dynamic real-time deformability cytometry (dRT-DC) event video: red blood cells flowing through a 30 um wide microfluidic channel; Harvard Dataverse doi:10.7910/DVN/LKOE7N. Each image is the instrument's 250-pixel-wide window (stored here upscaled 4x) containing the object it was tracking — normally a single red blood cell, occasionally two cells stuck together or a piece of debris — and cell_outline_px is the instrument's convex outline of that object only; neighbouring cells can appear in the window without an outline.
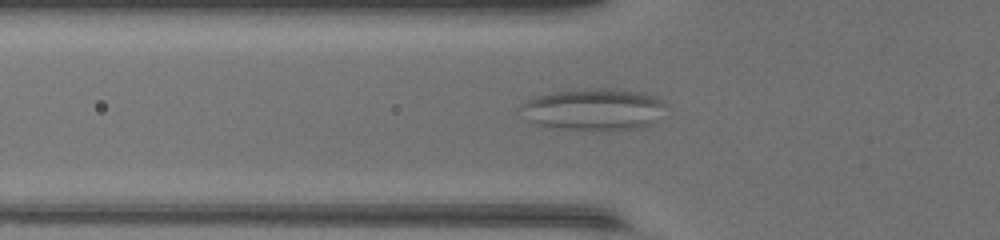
{"species": "common noctule bat (a hibernating species)", "species_latin": "Nyctalus noctula", "temperature_condition": "warm", "stored_images_in_passage": 51, "camera_frame_rate_fps": 3000, "um_per_image_px": 0.085, "animal": {"sex": "female", "body_mass_g": 17.0, "forearm_length_mm": 48.0}, "frame": {"image": 1, "passage_image": 18, "time_ms": 5.667, "image_size_px": [1000, 240], "cell_outline_px": [[664, 104], [656, 120], [652, 124], [644, 128], [616, 132], [564, 128], [540, 124], [532, 120], [516, 108], [528, 100], [536, 96], [552, 92], [588, 88], [608, 88], [644, 92], [664, 100]], "centroid_in_image_um": [50.52, 9.3], "position_along_channel_um": 75.3, "area_um2": 35.55}}
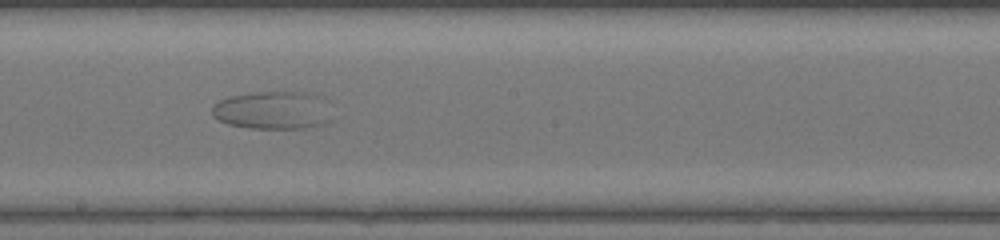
{"frame": {"image": 2, "passage_image": 29, "time_ms": 9.333, "image_size_px": [1000, 240], "cell_outline_px": [[328, 100], [316, 124], [300, 128], [252, 128], [228, 124], [212, 116], [212, 104], [228, 96], [256, 92], [308, 92], [324, 96]], "centroid_in_image_um": [23.0, 9.32], "position_along_channel_um": 225.2, "area_um2": 25.55}}
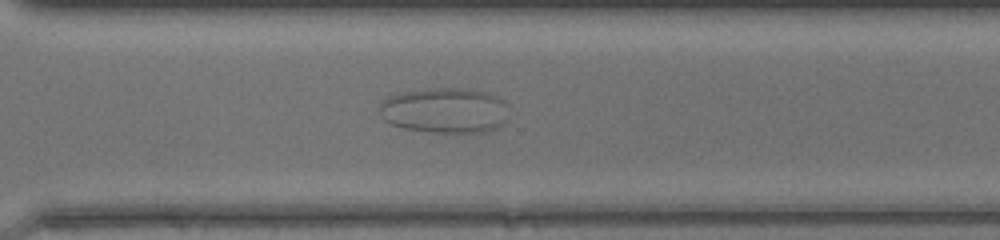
{"frame": {"image": 3, "passage_image": 37, "time_ms": 12.0, "image_size_px": [1000, 240], "cell_outline_px": [[504, 120], [496, 128], [484, 132], [432, 132], [404, 128], [392, 124], [384, 120], [380, 116], [380, 104], [388, 96], [400, 92], [436, 88], [468, 88], [484, 92], [496, 96], [504, 100]], "centroid_in_image_um": [37.74, 9.38], "position_along_channel_um": 332.9, "area_um2": 33.81}}